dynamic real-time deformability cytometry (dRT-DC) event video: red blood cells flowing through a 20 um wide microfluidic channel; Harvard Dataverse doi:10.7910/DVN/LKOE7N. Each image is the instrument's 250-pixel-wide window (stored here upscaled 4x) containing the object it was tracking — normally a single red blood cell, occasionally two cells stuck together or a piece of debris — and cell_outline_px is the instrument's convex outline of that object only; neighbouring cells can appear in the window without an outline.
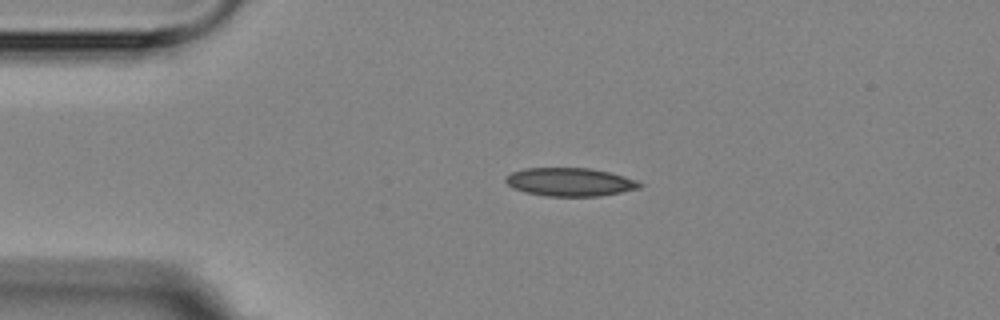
{"species": "Egyptian fruit bat (a non-hibernating species)", "species_latin": "Rousettus aegyptiacus", "temperature_condition": "room temperature", "stored_images_in_passage": 2, "camera_frame_rate_fps": 3000, "um_per_image_px": 0.085, "animal": {"sex": "female"}, "frame": {"image": 1, "passage_image": 1, "time_ms": 0.0, "image_size_px": [1000, 320], "cell_outline_px": [[644, 184], [640, 188], [600, 196], [548, 196], [524, 192], [512, 188], [504, 180], [504, 176], [512, 172], [524, 168], [588, 168], [608, 172], [624, 176], [636, 180]], "centroid_in_image_um": [48.42, 15.47], "position_along_channel_um": 36.6, "area_um2": 22.14}}